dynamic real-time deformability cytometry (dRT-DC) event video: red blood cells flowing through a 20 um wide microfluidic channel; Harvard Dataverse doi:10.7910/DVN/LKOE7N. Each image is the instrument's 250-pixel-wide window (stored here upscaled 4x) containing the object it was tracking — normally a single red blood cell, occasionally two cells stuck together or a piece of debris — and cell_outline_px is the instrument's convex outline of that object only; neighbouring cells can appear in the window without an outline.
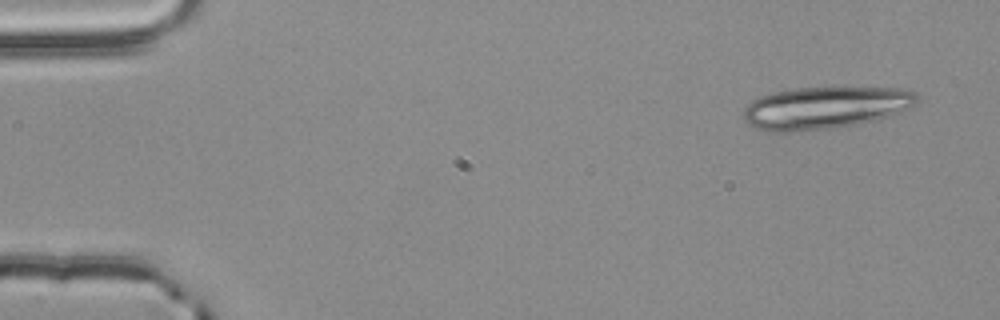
{"species": "common noctule bat (a hibernating species)", "species_latin": "Nyctalus noctula", "temperature_condition": "room temperature", "stored_images_in_passage": 4, "camera_frame_rate_fps": 3000, "um_per_image_px": 0.085, "animal": {"sex": "male", "body_mass_g": 20.4}, "frame": {"image": 1, "passage_image": 1, "time_ms": 0.0, "image_size_px": [1000, 320], "cell_outline_px": [[920, 100], [912, 108], [876, 120], [836, 128], [792, 132], [768, 132], [756, 128], [748, 124], [744, 120], [744, 108], [752, 100], [760, 96], [792, 88], [900, 88], [916, 92]], "centroid_in_image_um": [70.15, 9.17], "position_along_channel_um": 14.8, "area_um2": 43.0}}